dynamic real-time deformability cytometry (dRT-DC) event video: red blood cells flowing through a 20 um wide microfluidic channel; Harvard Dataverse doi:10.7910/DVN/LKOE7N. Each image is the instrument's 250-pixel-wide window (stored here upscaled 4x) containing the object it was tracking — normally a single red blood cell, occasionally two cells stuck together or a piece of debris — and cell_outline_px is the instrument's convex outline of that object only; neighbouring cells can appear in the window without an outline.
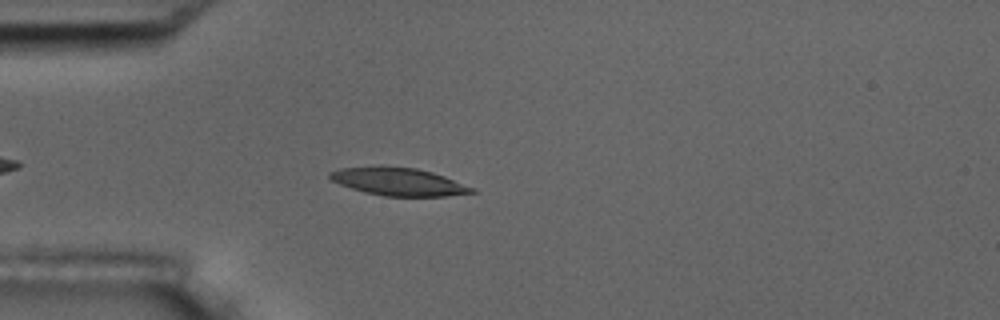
{"species": "common noctule bat (a hibernating species)", "species_latin": "Nyctalus noctula", "temperature_condition": "room temperature", "stored_images_in_passage": 4, "camera_frame_rate_fps": 3000, "um_per_image_px": 0.085, "animal": {"sex": "male", "body_mass_g": 17.5, "forearm_length_mm": 52.3}, "frame": {"image": 1, "passage_image": 4, "time_ms": 1.0, "image_size_px": [1000, 320], "cell_outline_px": [[476, 192], [444, 196], [384, 196], [364, 192], [340, 184], [332, 180], [328, 176], [328, 172], [340, 168], [380, 164], [416, 168], [432, 172], [444, 176], [476, 188]], "centroid_in_image_um": [33.84, 15.41], "position_along_channel_um": 51.2, "area_um2": 23.41}}